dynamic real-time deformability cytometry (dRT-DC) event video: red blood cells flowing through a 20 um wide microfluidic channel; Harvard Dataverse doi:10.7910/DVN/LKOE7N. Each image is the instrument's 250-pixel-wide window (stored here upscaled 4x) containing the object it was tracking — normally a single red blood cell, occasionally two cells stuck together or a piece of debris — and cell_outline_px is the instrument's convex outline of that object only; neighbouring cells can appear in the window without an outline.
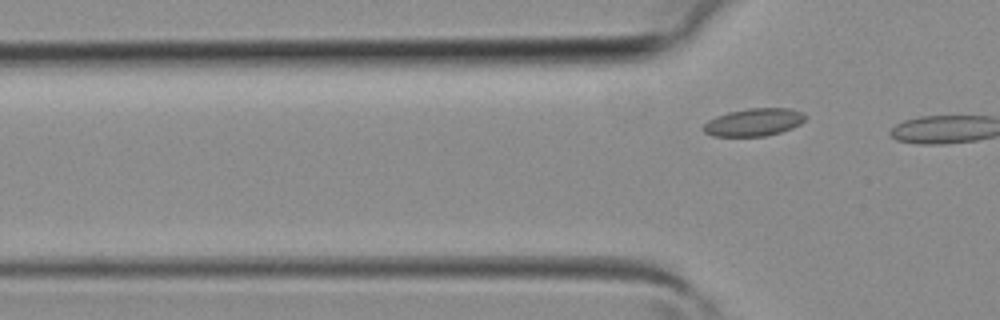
{"species": "common noctule bat (a hibernating species)", "species_latin": "Nyctalus noctula", "temperature_condition": "room temperature", "stored_images_in_passage": 4, "camera_frame_rate_fps": 3000, "um_per_image_px": 0.085, "animal": {"sex": "female", "body_mass_g": 19.3, "forearm_length_mm": 54.1}, "frame": {"image": 1, "passage_image": 4, "time_ms": 1.0, "image_size_px": [1000, 320], "cell_outline_px": [[808, 116], [800, 124], [792, 128], [780, 132], [764, 136], [712, 136], [704, 132], [700, 128], [708, 120], [716, 116], [728, 112], [748, 108], [792, 108], [804, 112]], "centroid_in_image_um": [64.08, 10.38], "position_along_channel_um": 61.7, "area_um2": 16.65}}